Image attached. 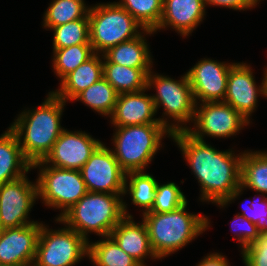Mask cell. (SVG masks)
Returning <instances> with one entry per match:
<instances>
[{"mask_svg":"<svg viewBox=\"0 0 267 266\" xmlns=\"http://www.w3.org/2000/svg\"><path fill=\"white\" fill-rule=\"evenodd\" d=\"M171 137L179 145L201 184V200L225 206L241 193L242 155L237 157L234 153L232 155V151H217L185 130L173 132Z\"/></svg>","mask_w":267,"mask_h":266,"instance_id":"obj_1","label":"cell"},{"mask_svg":"<svg viewBox=\"0 0 267 266\" xmlns=\"http://www.w3.org/2000/svg\"><path fill=\"white\" fill-rule=\"evenodd\" d=\"M64 104V100L51 92L42 105L32 112H22L11 125L24 157L31 164L46 157L64 130L60 126Z\"/></svg>","mask_w":267,"mask_h":266,"instance_id":"obj_2","label":"cell"},{"mask_svg":"<svg viewBox=\"0 0 267 266\" xmlns=\"http://www.w3.org/2000/svg\"><path fill=\"white\" fill-rule=\"evenodd\" d=\"M186 206L187 203L172 212L143 213L150 244L157 258L181 249L208 227L206 217L187 213Z\"/></svg>","mask_w":267,"mask_h":266,"instance_id":"obj_3","label":"cell"},{"mask_svg":"<svg viewBox=\"0 0 267 266\" xmlns=\"http://www.w3.org/2000/svg\"><path fill=\"white\" fill-rule=\"evenodd\" d=\"M121 194L87 192L60 219L72 230L87 239L88 232L107 237L113 228L127 215ZM88 231V232H87Z\"/></svg>","mask_w":267,"mask_h":266,"instance_id":"obj_4","label":"cell"},{"mask_svg":"<svg viewBox=\"0 0 267 266\" xmlns=\"http://www.w3.org/2000/svg\"><path fill=\"white\" fill-rule=\"evenodd\" d=\"M116 127L112 152L125 173L143 171L159 149L164 134L172 135L164 124Z\"/></svg>","mask_w":267,"mask_h":266,"instance_id":"obj_5","label":"cell"},{"mask_svg":"<svg viewBox=\"0 0 267 266\" xmlns=\"http://www.w3.org/2000/svg\"><path fill=\"white\" fill-rule=\"evenodd\" d=\"M88 17L89 40L93 52L97 54L99 51L105 53L119 43L141 35L137 31L138 27L146 33L154 32L145 30L128 11L116 2L89 8Z\"/></svg>","mask_w":267,"mask_h":266,"instance_id":"obj_6","label":"cell"},{"mask_svg":"<svg viewBox=\"0 0 267 266\" xmlns=\"http://www.w3.org/2000/svg\"><path fill=\"white\" fill-rule=\"evenodd\" d=\"M89 253V242L71 228L49 231L42 224L32 266H73Z\"/></svg>","mask_w":267,"mask_h":266,"instance_id":"obj_7","label":"cell"},{"mask_svg":"<svg viewBox=\"0 0 267 266\" xmlns=\"http://www.w3.org/2000/svg\"><path fill=\"white\" fill-rule=\"evenodd\" d=\"M37 183V193L46 205L64 211L60 219L87 192L81 171L53 166L42 168Z\"/></svg>","mask_w":267,"mask_h":266,"instance_id":"obj_8","label":"cell"},{"mask_svg":"<svg viewBox=\"0 0 267 266\" xmlns=\"http://www.w3.org/2000/svg\"><path fill=\"white\" fill-rule=\"evenodd\" d=\"M147 76V88L153 84L157 88V95L151 96L157 111L158 106H164L165 113L178 122H189L194 119L196 102L193 90L189 84L187 74L180 81H175L160 75Z\"/></svg>","mask_w":267,"mask_h":266,"instance_id":"obj_9","label":"cell"},{"mask_svg":"<svg viewBox=\"0 0 267 266\" xmlns=\"http://www.w3.org/2000/svg\"><path fill=\"white\" fill-rule=\"evenodd\" d=\"M80 171L88 192L124 194L126 173L104 144L94 151Z\"/></svg>","mask_w":267,"mask_h":266,"instance_id":"obj_10","label":"cell"},{"mask_svg":"<svg viewBox=\"0 0 267 266\" xmlns=\"http://www.w3.org/2000/svg\"><path fill=\"white\" fill-rule=\"evenodd\" d=\"M200 105L199 110L196 106L193 119L197 129L185 130L198 140L204 141L203 134L212 137H229L249 123V120L223 101L203 102V105Z\"/></svg>","mask_w":267,"mask_h":266,"instance_id":"obj_11","label":"cell"},{"mask_svg":"<svg viewBox=\"0 0 267 266\" xmlns=\"http://www.w3.org/2000/svg\"><path fill=\"white\" fill-rule=\"evenodd\" d=\"M102 143L85 132L63 130L46 157L32 164V168L52 163L53 167L81 170L94 151Z\"/></svg>","mask_w":267,"mask_h":266,"instance_id":"obj_12","label":"cell"},{"mask_svg":"<svg viewBox=\"0 0 267 266\" xmlns=\"http://www.w3.org/2000/svg\"><path fill=\"white\" fill-rule=\"evenodd\" d=\"M38 197L37 183L31 184L24 176L0 185V224L3 229L35 223L27 216Z\"/></svg>","mask_w":267,"mask_h":266,"instance_id":"obj_13","label":"cell"},{"mask_svg":"<svg viewBox=\"0 0 267 266\" xmlns=\"http://www.w3.org/2000/svg\"><path fill=\"white\" fill-rule=\"evenodd\" d=\"M144 90L138 92L118 94L112 124L115 126H133L143 124H164L172 133L186 130L187 127L168 125L165 119H152L156 113L152 97L144 94Z\"/></svg>","mask_w":267,"mask_h":266,"instance_id":"obj_14","label":"cell"},{"mask_svg":"<svg viewBox=\"0 0 267 266\" xmlns=\"http://www.w3.org/2000/svg\"><path fill=\"white\" fill-rule=\"evenodd\" d=\"M232 65L210 59L198 62L186 74L196 98L203 102L224 101L227 92V79Z\"/></svg>","mask_w":267,"mask_h":266,"instance_id":"obj_15","label":"cell"},{"mask_svg":"<svg viewBox=\"0 0 267 266\" xmlns=\"http://www.w3.org/2000/svg\"><path fill=\"white\" fill-rule=\"evenodd\" d=\"M41 226L42 224L35 222L17 228L3 229L0 236V263L33 265Z\"/></svg>","mask_w":267,"mask_h":266,"instance_id":"obj_16","label":"cell"},{"mask_svg":"<svg viewBox=\"0 0 267 266\" xmlns=\"http://www.w3.org/2000/svg\"><path fill=\"white\" fill-rule=\"evenodd\" d=\"M261 88H256V83L250 67L245 64L235 63L229 69L227 79V92L223 102L231 105L246 120L253 112L257 103V92L266 95V73Z\"/></svg>","mask_w":267,"mask_h":266,"instance_id":"obj_17","label":"cell"},{"mask_svg":"<svg viewBox=\"0 0 267 266\" xmlns=\"http://www.w3.org/2000/svg\"><path fill=\"white\" fill-rule=\"evenodd\" d=\"M205 14V0H163L161 21L157 29L170 25L183 36L191 33Z\"/></svg>","mask_w":267,"mask_h":266,"instance_id":"obj_18","label":"cell"},{"mask_svg":"<svg viewBox=\"0 0 267 266\" xmlns=\"http://www.w3.org/2000/svg\"><path fill=\"white\" fill-rule=\"evenodd\" d=\"M132 216H125L111 231L110 236L118 246L141 266H145L143 258L149 255L157 258L152 250L148 230L144 223L133 222Z\"/></svg>","mask_w":267,"mask_h":266,"instance_id":"obj_19","label":"cell"},{"mask_svg":"<svg viewBox=\"0 0 267 266\" xmlns=\"http://www.w3.org/2000/svg\"><path fill=\"white\" fill-rule=\"evenodd\" d=\"M103 77V62L97 53L79 65L61 80L60 90L53 92L57 97L66 100L74 98L83 90Z\"/></svg>","mask_w":267,"mask_h":266,"instance_id":"obj_20","label":"cell"},{"mask_svg":"<svg viewBox=\"0 0 267 266\" xmlns=\"http://www.w3.org/2000/svg\"><path fill=\"white\" fill-rule=\"evenodd\" d=\"M32 164L24 157L14 132L9 128L0 136V185L25 175Z\"/></svg>","mask_w":267,"mask_h":266,"instance_id":"obj_21","label":"cell"},{"mask_svg":"<svg viewBox=\"0 0 267 266\" xmlns=\"http://www.w3.org/2000/svg\"><path fill=\"white\" fill-rule=\"evenodd\" d=\"M103 58L105 62L140 69H150L152 62L148 45L141 35L108 49Z\"/></svg>","mask_w":267,"mask_h":266,"instance_id":"obj_22","label":"cell"},{"mask_svg":"<svg viewBox=\"0 0 267 266\" xmlns=\"http://www.w3.org/2000/svg\"><path fill=\"white\" fill-rule=\"evenodd\" d=\"M150 69L131 68L103 61V77L118 94L138 92L147 89Z\"/></svg>","mask_w":267,"mask_h":266,"instance_id":"obj_23","label":"cell"},{"mask_svg":"<svg viewBox=\"0 0 267 266\" xmlns=\"http://www.w3.org/2000/svg\"><path fill=\"white\" fill-rule=\"evenodd\" d=\"M240 187H249L267 194V153L247 152L242 154Z\"/></svg>","mask_w":267,"mask_h":266,"instance_id":"obj_24","label":"cell"},{"mask_svg":"<svg viewBox=\"0 0 267 266\" xmlns=\"http://www.w3.org/2000/svg\"><path fill=\"white\" fill-rule=\"evenodd\" d=\"M105 238L107 239L89 244L88 257L96 266H141L110 235Z\"/></svg>","mask_w":267,"mask_h":266,"instance_id":"obj_25","label":"cell"},{"mask_svg":"<svg viewBox=\"0 0 267 266\" xmlns=\"http://www.w3.org/2000/svg\"><path fill=\"white\" fill-rule=\"evenodd\" d=\"M117 96L118 93L114 87L102 77L99 81L80 92L74 100L80 99L95 111L104 115H112Z\"/></svg>","mask_w":267,"mask_h":266,"instance_id":"obj_26","label":"cell"},{"mask_svg":"<svg viewBox=\"0 0 267 266\" xmlns=\"http://www.w3.org/2000/svg\"><path fill=\"white\" fill-rule=\"evenodd\" d=\"M89 12L83 0H54L46 10L44 26L57 27L65 23L82 19Z\"/></svg>","mask_w":267,"mask_h":266,"instance_id":"obj_27","label":"cell"},{"mask_svg":"<svg viewBox=\"0 0 267 266\" xmlns=\"http://www.w3.org/2000/svg\"><path fill=\"white\" fill-rule=\"evenodd\" d=\"M125 176L130 177V181L128 190L127 177H125L124 194L130 191L132 202L145 208L144 213L150 211L154 203L157 181L144 171L128 172Z\"/></svg>","mask_w":267,"mask_h":266,"instance_id":"obj_28","label":"cell"},{"mask_svg":"<svg viewBox=\"0 0 267 266\" xmlns=\"http://www.w3.org/2000/svg\"><path fill=\"white\" fill-rule=\"evenodd\" d=\"M118 4L128 11L145 30L154 31L161 21L163 0H122Z\"/></svg>","mask_w":267,"mask_h":266,"instance_id":"obj_29","label":"cell"},{"mask_svg":"<svg viewBox=\"0 0 267 266\" xmlns=\"http://www.w3.org/2000/svg\"><path fill=\"white\" fill-rule=\"evenodd\" d=\"M50 29L54 30L53 49H62L77 44H90L88 14L82 19Z\"/></svg>","mask_w":267,"mask_h":266,"instance_id":"obj_30","label":"cell"},{"mask_svg":"<svg viewBox=\"0 0 267 266\" xmlns=\"http://www.w3.org/2000/svg\"><path fill=\"white\" fill-rule=\"evenodd\" d=\"M94 54L91 44H77L62 49H54V69L64 78Z\"/></svg>","mask_w":267,"mask_h":266,"instance_id":"obj_31","label":"cell"},{"mask_svg":"<svg viewBox=\"0 0 267 266\" xmlns=\"http://www.w3.org/2000/svg\"><path fill=\"white\" fill-rule=\"evenodd\" d=\"M186 203V197L174 182L164 185H160L157 182L153 207L149 212H172Z\"/></svg>","mask_w":267,"mask_h":266,"instance_id":"obj_32","label":"cell"},{"mask_svg":"<svg viewBox=\"0 0 267 266\" xmlns=\"http://www.w3.org/2000/svg\"><path fill=\"white\" fill-rule=\"evenodd\" d=\"M242 250L246 266H267V231Z\"/></svg>","mask_w":267,"mask_h":266,"instance_id":"obj_33","label":"cell"},{"mask_svg":"<svg viewBox=\"0 0 267 266\" xmlns=\"http://www.w3.org/2000/svg\"><path fill=\"white\" fill-rule=\"evenodd\" d=\"M255 203L252 202L250 207L242 209L243 213H241V215L256 224L259 232L262 234L267 231V197L262 198V201H259L257 204ZM248 211H251L250 214L246 213Z\"/></svg>","mask_w":267,"mask_h":266,"instance_id":"obj_34","label":"cell"},{"mask_svg":"<svg viewBox=\"0 0 267 266\" xmlns=\"http://www.w3.org/2000/svg\"><path fill=\"white\" fill-rule=\"evenodd\" d=\"M237 220L238 221L240 220L241 221L240 223L243 226L245 225L244 229H242V231L240 230V232H239L240 234L237 235V237H238L237 239L239 242H241L242 249H243L247 245L253 243L261 233L259 232L256 224L252 223L250 220L245 218L243 215H241V214L236 215L235 219L233 220V223H235L234 225H238ZM241 224H239V225H241ZM235 232H236V230H235Z\"/></svg>","mask_w":267,"mask_h":266,"instance_id":"obj_35","label":"cell"},{"mask_svg":"<svg viewBox=\"0 0 267 266\" xmlns=\"http://www.w3.org/2000/svg\"><path fill=\"white\" fill-rule=\"evenodd\" d=\"M259 0H205V4H212L232 8L234 10H244L257 5Z\"/></svg>","mask_w":267,"mask_h":266,"instance_id":"obj_36","label":"cell"},{"mask_svg":"<svg viewBox=\"0 0 267 266\" xmlns=\"http://www.w3.org/2000/svg\"><path fill=\"white\" fill-rule=\"evenodd\" d=\"M198 266H229L227 259L218 254V253H213L210 254L209 256L205 257L199 264Z\"/></svg>","mask_w":267,"mask_h":266,"instance_id":"obj_37","label":"cell"},{"mask_svg":"<svg viewBox=\"0 0 267 266\" xmlns=\"http://www.w3.org/2000/svg\"><path fill=\"white\" fill-rule=\"evenodd\" d=\"M0 266H23V265H9V264H1L0 263Z\"/></svg>","mask_w":267,"mask_h":266,"instance_id":"obj_38","label":"cell"},{"mask_svg":"<svg viewBox=\"0 0 267 266\" xmlns=\"http://www.w3.org/2000/svg\"><path fill=\"white\" fill-rule=\"evenodd\" d=\"M265 97H267V69H266V95Z\"/></svg>","mask_w":267,"mask_h":266,"instance_id":"obj_39","label":"cell"},{"mask_svg":"<svg viewBox=\"0 0 267 266\" xmlns=\"http://www.w3.org/2000/svg\"><path fill=\"white\" fill-rule=\"evenodd\" d=\"M2 231H3V228H2V226L0 224V236H1Z\"/></svg>","mask_w":267,"mask_h":266,"instance_id":"obj_40","label":"cell"}]
</instances>
